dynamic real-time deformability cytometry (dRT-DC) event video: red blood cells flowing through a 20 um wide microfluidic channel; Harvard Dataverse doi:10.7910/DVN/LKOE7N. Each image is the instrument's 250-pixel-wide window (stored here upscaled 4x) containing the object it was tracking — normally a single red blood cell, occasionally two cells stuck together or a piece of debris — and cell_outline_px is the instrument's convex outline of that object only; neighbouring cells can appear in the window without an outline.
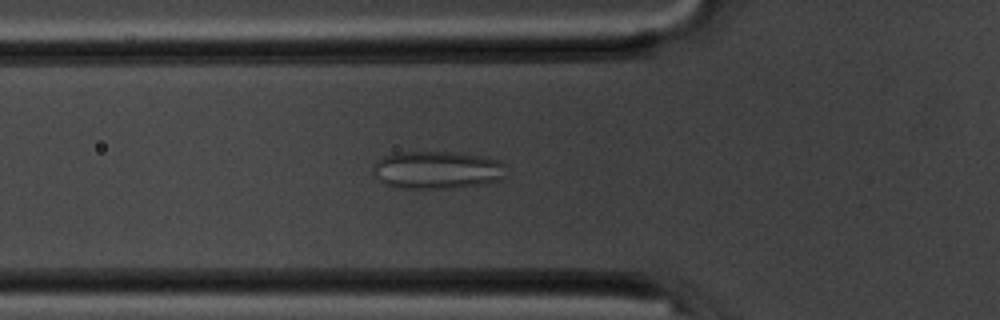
{"species": "common noctule bat (a hibernating species)", "species_latin": "Nyctalus noctula", "temperature_condition": "room temperature", "stored_images_in_passage": 52, "camera_frame_rate_fps": 3000, "um_per_image_px": 0.085, "animal": {"sex": "male", "body_mass_g": 20.1, "forearm_length_mm": 53.5}, "frame": {"image": 1, "passage_image": 17, "time_ms": 5.333, "image_size_px": [1000, 320], "cell_outline_px": [[504, 164], [500, 180], [488, 184], [452, 188], [396, 188], [384, 184], [372, 172], [372, 168], [384, 156], [396, 152], [456, 152], [484, 156], [500, 160]], "centroid_in_image_um": [37.15, 14.45], "position_along_channel_um": 88.6, "area_um2": 29.36}}
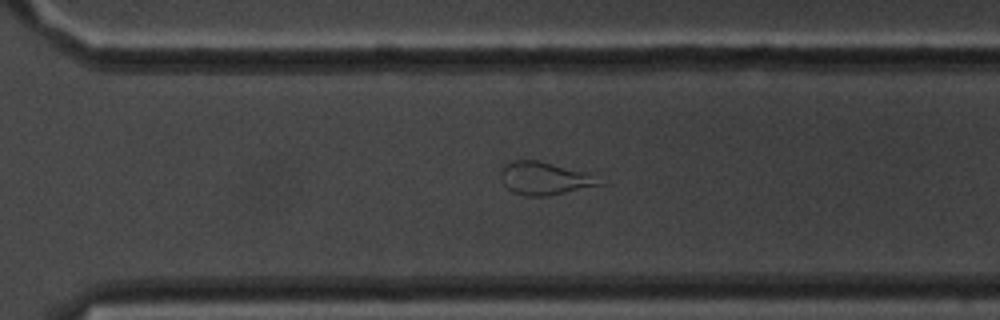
{"frame": {"image": 2, "passage_image": 36, "time_ms": 11.667, "image_size_px": [1000, 320], "cell_outline_px": [[608, 184], [544, 196], [524, 196], [512, 192], [504, 184], [500, 176], [500, 172], [504, 164], [512, 160], [536, 160], [552, 164], [580, 172]], "centroid_in_image_um": [46.19, 15.18], "position_along_channel_um": 324.4, "area_um2": 18.38}}
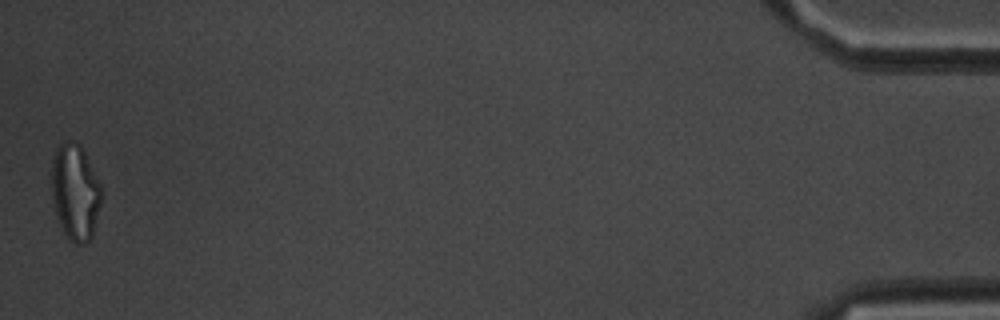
{"frame": {"image": 3, "passage_image": 52, "time_ms": 17.0, "image_size_px": [1000, 320], "cell_outline_px": [[104, 196], [92, 236], [84, 244], [76, 244], [64, 232], [60, 224], [52, 200], [48, 172], [56, 148], [64, 140], [68, 140], [80, 144], [104, 192]], "centroid_in_image_um": [6.37, 16.29], "position_along_channel_um": 428.8, "area_um2": 28.5}, "authors_computed_cell_mechanics": {"area_um2": 26.3568, "velocity_mm_per_s": 3.7186, "shape_relaxation_time_tau1_ms": null, "shape_relaxation_time_tau2_ms": 1.5842, "deformation_change_tau1": null, "deformation_change_tau2": 0.0987}}